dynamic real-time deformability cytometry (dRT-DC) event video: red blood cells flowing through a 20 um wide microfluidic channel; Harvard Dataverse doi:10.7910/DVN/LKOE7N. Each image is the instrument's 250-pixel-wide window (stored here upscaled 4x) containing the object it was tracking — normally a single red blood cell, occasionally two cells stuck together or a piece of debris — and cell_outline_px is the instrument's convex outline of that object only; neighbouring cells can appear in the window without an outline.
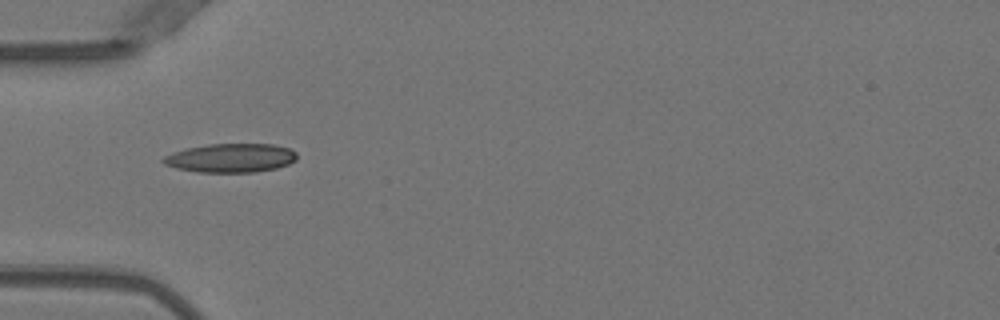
{"species": "Egyptian fruit bat (a non-hibernating species)", "species_latin": "Rousettus aegyptiacus", "temperature_condition": "warm", "stored_images_in_passage": 5, "camera_frame_rate_fps": 3000, "um_per_image_px": 0.085, "animal": {"sex": "female"}, "frame": {"image": 1, "passage_image": 2, "time_ms": 0.333, "image_size_px": [1000, 320], "cell_outline_px": [[296, 160], [288, 164], [276, 168], [256, 172], [196, 172], [176, 168], [164, 164], [160, 160], [164, 156], [172, 152], [188, 148], [208, 144], [272, 144], [292, 148], [296, 152]], "centroid_in_image_um": [19.61, 13.42], "position_along_channel_um": 65.4, "area_um2": 22.6}}
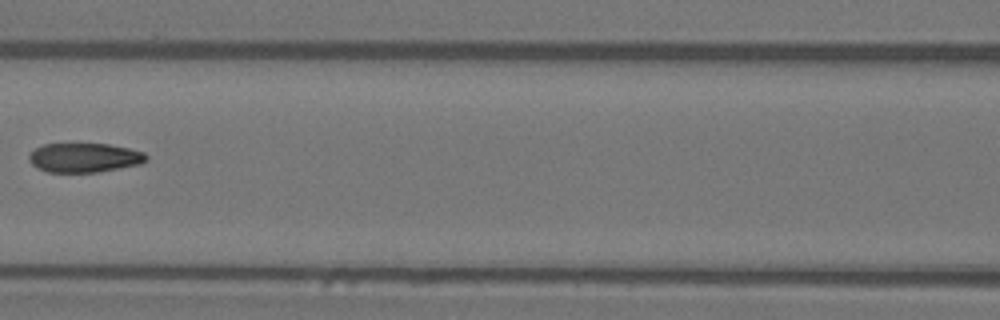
{"frame": {"image": 2, "passage_image": 4, "time_ms": 1.0, "image_size_px": [1000, 320], "cell_outline_px": [[148, 156], [140, 164], [120, 168], [96, 172], [48, 172], [36, 168], [28, 160], [28, 156], [36, 148], [44, 144], [108, 144], [128, 148], [144, 152]], "centroid_in_image_um": [7.14, 13.4], "position_along_channel_um": 159.5, "area_um2": 19.88}}
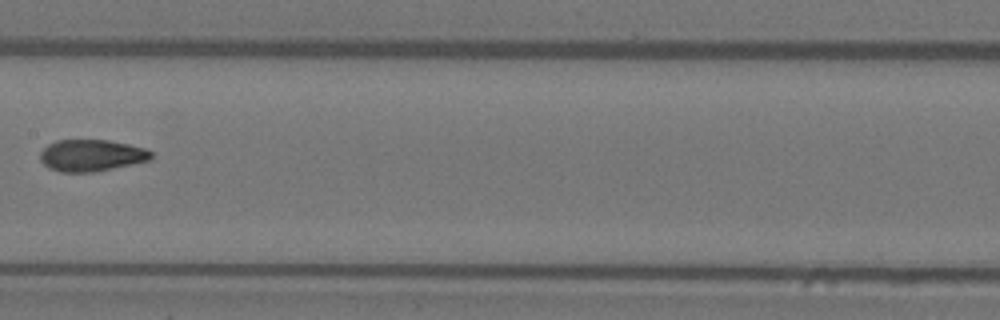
{"frame": {"image": 3, "passage_image": 5, "time_ms": 1.333, "image_size_px": [1000, 320], "cell_outline_px": [[152, 160], [96, 172], [60, 172], [48, 168], [40, 160], [40, 152], [48, 144], [56, 140], [108, 140], [128, 144], [144, 148], [152, 152]], "centroid_in_image_um": [7.77, 13.22], "position_along_channel_um": 199.6, "area_um2": 20.69}}